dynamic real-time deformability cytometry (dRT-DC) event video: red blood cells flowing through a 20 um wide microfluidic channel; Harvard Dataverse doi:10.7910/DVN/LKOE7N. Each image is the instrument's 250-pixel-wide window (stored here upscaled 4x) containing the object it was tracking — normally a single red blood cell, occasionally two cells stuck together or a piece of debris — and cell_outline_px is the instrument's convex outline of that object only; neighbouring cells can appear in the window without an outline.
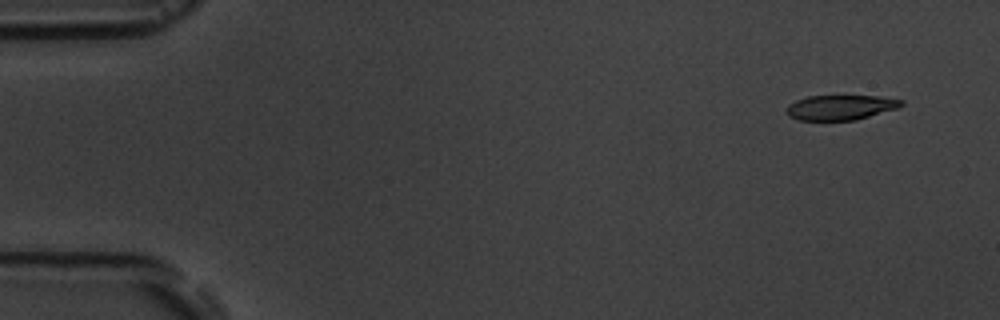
{"species": "common noctule bat (a hibernating species)", "species_latin": "Nyctalus noctula", "temperature_condition": "room temperature", "stored_images_in_passage": 6, "camera_frame_rate_fps": 3000, "um_per_image_px": 0.085, "animal": {"sex": "male", "body_mass_g": 19.5, "forearm_length_mm": 54.6}, "frame": {"image": 1, "passage_image": 1, "time_ms": 0.0, "image_size_px": [1000, 320], "cell_outline_px": [[904, 104], [900, 108], [856, 120], [800, 120], [788, 116], [788, 104], [796, 100], [808, 96], [880, 96], [904, 100]], "centroid_in_image_um": [71.51, 9.13], "position_along_channel_um": 13.5, "area_um2": 16.76}}
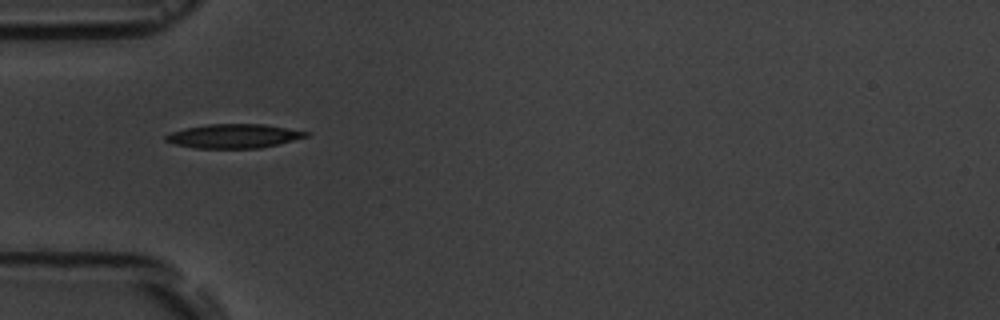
{"frame": {"image": 2, "passage_image": 5, "time_ms": 4.667, "image_size_px": [1000, 320], "cell_outline_px": [[312, 132], [308, 136], [260, 148], [196, 148], [176, 144], [164, 140], [164, 136], [168, 132], [184, 128], [208, 124], [264, 124]], "centroid_in_image_um": [19.84, 11.55], "position_along_channel_um": 65.2, "area_um2": 19.65}}
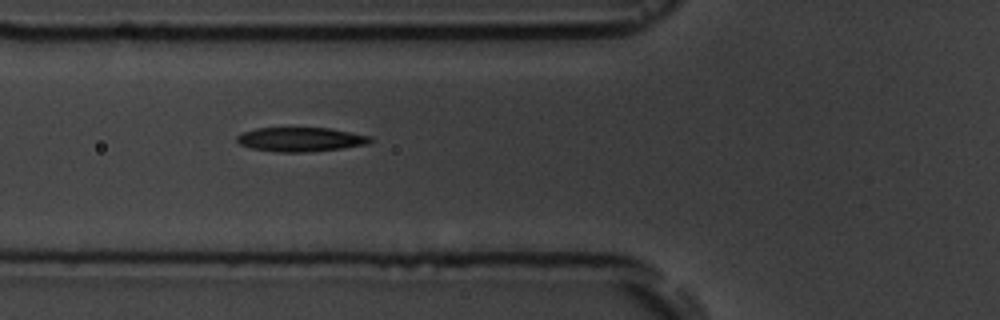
{"frame": {"image": 3, "passage_image": 6, "time_ms": 5.667, "image_size_px": [1000, 320], "cell_outline_px": [[372, 140], [364, 144], [340, 148], [304, 152], [280, 152], [252, 148], [240, 144], [236, 140], [236, 136], [244, 132], [256, 128], [332, 128], [372, 136]], "centroid_in_image_um": [25.54, 11.84], "position_along_channel_um": 100.3, "area_um2": 18.55}}